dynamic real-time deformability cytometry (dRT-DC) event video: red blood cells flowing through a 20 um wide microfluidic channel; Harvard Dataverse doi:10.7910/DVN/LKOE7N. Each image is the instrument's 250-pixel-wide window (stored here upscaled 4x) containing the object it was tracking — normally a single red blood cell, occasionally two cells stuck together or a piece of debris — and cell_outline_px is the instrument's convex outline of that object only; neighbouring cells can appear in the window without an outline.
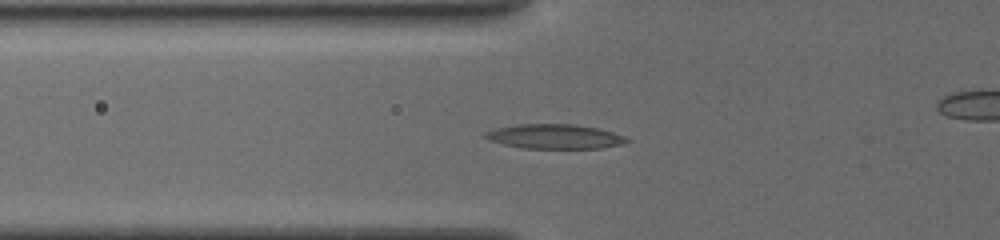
{"species": "common noctule bat (a hibernating species)", "species_latin": "Nyctalus noctula", "temperature_condition": "cold", "stored_images_in_passage": 38, "camera_frame_rate_fps": 3000, "um_per_image_px": 0.085, "animal": {"sex": "female", "body_mass_g": 19.5, "forearm_length_mm": 54.1}, "frame": {"image": 1, "passage_image": 3, "time_ms": 1.333, "image_size_px": [1000, 240], "cell_outline_px": [[632, 140], [620, 144], [600, 148], [520, 148], [488, 140], [484, 136], [484, 132], [496, 128], [516, 124], [572, 124], [596, 128], [612, 132], [624, 136]], "centroid_in_image_um": [47.11, 11.6], "position_along_channel_um": 78.7, "area_um2": 20.11}}
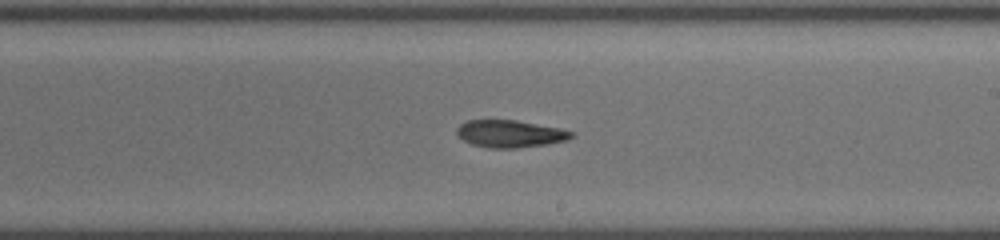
{"frame": {"image": 2, "passage_image": 18, "time_ms": 5.667, "image_size_px": [1000, 240], "cell_outline_px": [[576, 136], [568, 140], [548, 144], [516, 148], [488, 148], [472, 144], [456, 136], [456, 128], [460, 124], [468, 120], [516, 120], [560, 128], [576, 132]], "centroid_in_image_um": [43.39, 11.37], "position_along_channel_um": 245.6, "area_um2": 18.5}}
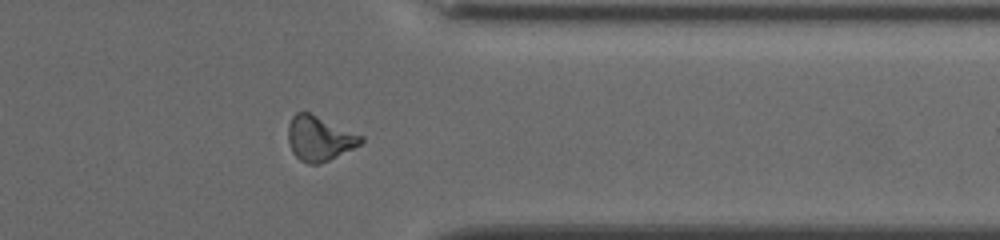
{"frame": {"image": 3, "passage_image": 31, "time_ms": 9.333, "image_size_px": [1000, 240], "cell_outline_px": [[364, 140], [360, 144], [320, 164], [308, 164], [300, 160], [292, 152], [288, 140], [288, 124], [292, 116], [296, 112], [308, 112], [364, 136]], "centroid_in_image_um": [27.12, 11.76], "position_along_channel_um": 384.3, "area_um2": 18.79}}